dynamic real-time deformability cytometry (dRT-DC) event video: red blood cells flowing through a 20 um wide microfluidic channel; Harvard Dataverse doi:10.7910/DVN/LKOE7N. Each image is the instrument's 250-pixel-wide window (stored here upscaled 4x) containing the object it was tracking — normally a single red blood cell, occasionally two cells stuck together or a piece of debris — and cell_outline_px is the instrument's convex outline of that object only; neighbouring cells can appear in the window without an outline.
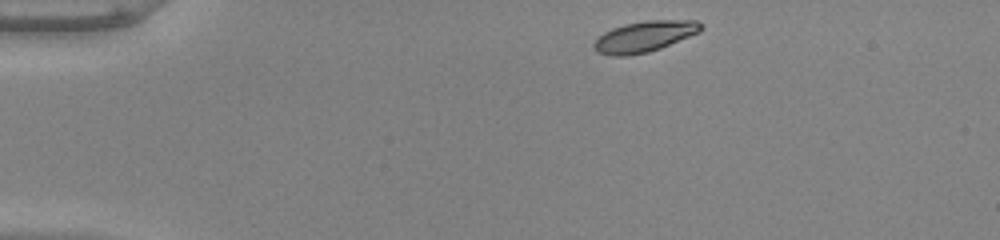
{"species": "common noctule bat (a hibernating species)", "species_latin": "Nyctalus noctula", "temperature_condition": "warm", "stored_images_in_passage": 44, "camera_frame_rate_fps": 3000, "um_per_image_px": 0.085, "animal": {"sex": "male", "body_mass_g": 20.0, "forearm_length_mm": 53.3}, "frame": {"image": 1, "passage_image": 1, "time_ms": 0.0, "image_size_px": [1000, 240], "cell_outline_px": [[704, 28], [700, 32], [660, 48], [648, 52], [628, 56], [612, 56], [596, 52], [592, 48], [592, 44], [604, 32], [612, 28], [624, 24], [648, 20], [696, 20], [704, 24]], "centroid_in_image_um": [54.78, 3.1], "position_along_channel_um": 30.2, "area_um2": 19.42}}
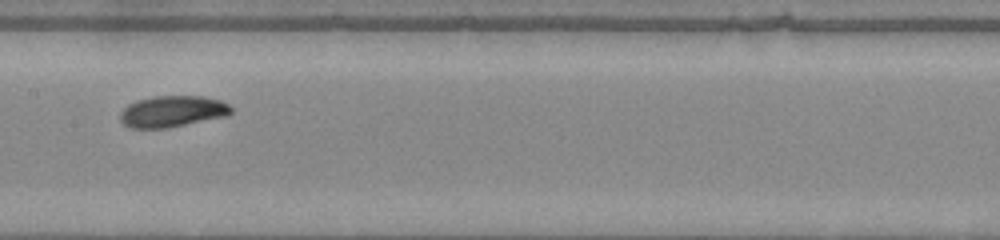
{"frame": {"image": 2, "passage_image": 19, "time_ms": 6.0, "image_size_px": [1000, 240], "cell_outline_px": [[232, 112], [228, 116], [164, 128], [132, 128], [124, 124], [120, 120], [120, 112], [128, 104], [136, 100], [156, 96], [204, 96], [220, 100], [228, 104], [232, 108]], "centroid_in_image_um": [14.66, 9.46], "position_along_channel_um": 192.7, "area_um2": 20.23}}
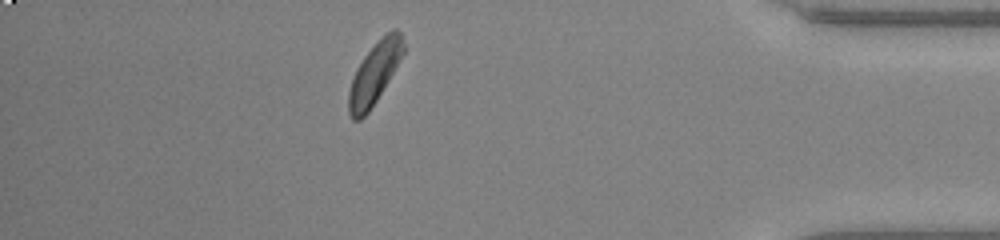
{"frame": {"image": 3, "passage_image": 38, "time_ms": 12.333, "image_size_px": [1000, 240], "cell_outline_px": [[404, 52], [388, 80], [376, 100], [368, 112], [360, 120], [352, 120], [348, 112], [348, 92], [356, 68], [364, 56], [392, 28], [396, 28], [400, 32], [404, 44]], "centroid_in_image_um": [31.81, 6.26], "position_along_channel_um": 403.4, "area_um2": 19.07}, "authors_computed_cell_mechanics": {"area_um2": 19.6231, "velocity_mm_per_s": 3.9134, "shape_relaxation_time_tau1_ms": 2.0355, "shape_relaxation_time_tau2_ms": 9.1828, "deformation_change_tau1": 0.0872, "deformation_change_tau2": 0.1179}}